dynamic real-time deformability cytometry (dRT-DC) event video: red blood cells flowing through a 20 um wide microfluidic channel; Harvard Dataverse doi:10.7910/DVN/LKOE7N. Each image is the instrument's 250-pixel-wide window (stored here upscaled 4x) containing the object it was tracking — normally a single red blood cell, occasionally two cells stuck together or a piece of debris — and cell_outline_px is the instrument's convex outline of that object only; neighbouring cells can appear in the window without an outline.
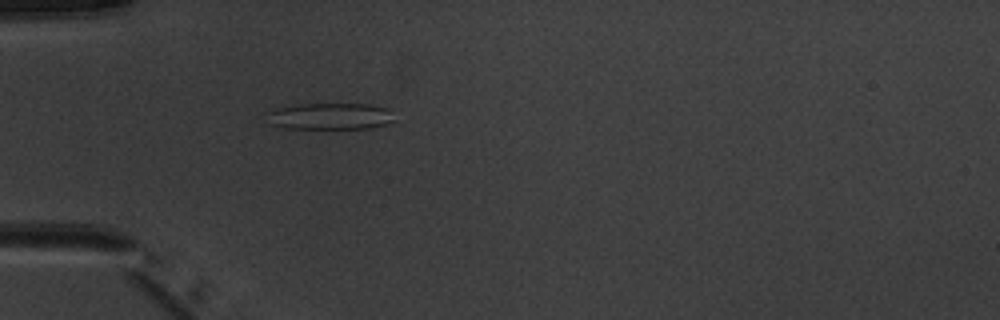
{"species": "common noctule bat (a hibernating species)", "species_latin": "Nyctalus noctula", "temperature_condition": "warm", "stored_images_in_passage": 4, "camera_frame_rate_fps": 3000, "um_per_image_px": 0.085, "animal": {"sex": "male", "body_mass_g": 20.1, "forearm_length_mm": 53.5}, "frame": {"image": 1, "passage_image": 4, "time_ms": 4.333, "image_size_px": [1000, 320], "cell_outline_px": [[392, 120], [388, 124], [372, 128], [284, 128], [272, 124], [264, 112], [276, 108], [300, 104], [368, 104], [392, 108]], "centroid_in_image_um": [28.08, 9.87], "position_along_channel_um": 56.9, "area_um2": 19.83}}